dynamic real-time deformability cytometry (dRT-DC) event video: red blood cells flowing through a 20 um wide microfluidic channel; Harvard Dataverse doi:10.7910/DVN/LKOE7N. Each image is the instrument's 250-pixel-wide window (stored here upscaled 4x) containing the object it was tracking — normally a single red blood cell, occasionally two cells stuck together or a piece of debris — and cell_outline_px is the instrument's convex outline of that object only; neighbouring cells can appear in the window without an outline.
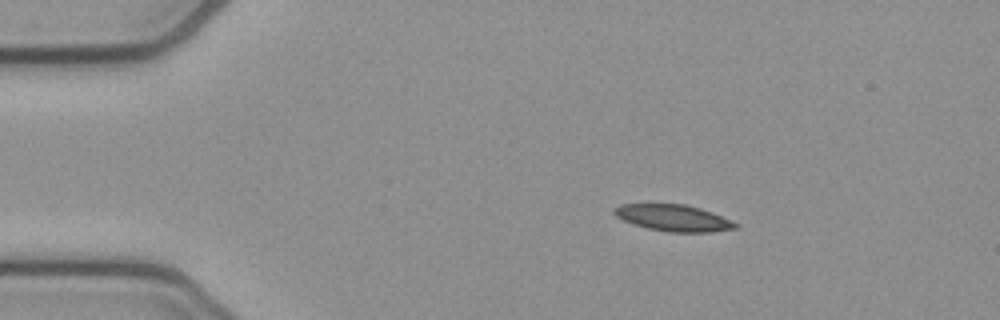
{"species": "common noctule bat (a hibernating species)", "species_latin": "Nyctalus noctula", "temperature_condition": "cold", "stored_images_in_passage": 45, "camera_frame_rate_fps": 3000, "um_per_image_px": 0.085, "animal": {"sex": "female", "body_mass_g": 21.9}, "frame": {"image": 1, "passage_image": 1, "time_ms": 0.0, "image_size_px": [1000, 320], "cell_outline_px": [[740, 228], [712, 232], [668, 232], [648, 228], [632, 224], [616, 216], [612, 212], [612, 208], [620, 204], [684, 204], [700, 208], [712, 212], [732, 220], [740, 224]], "centroid_in_image_um": [57.27, 18.53], "position_along_channel_um": 27.7, "area_um2": 18.96}}
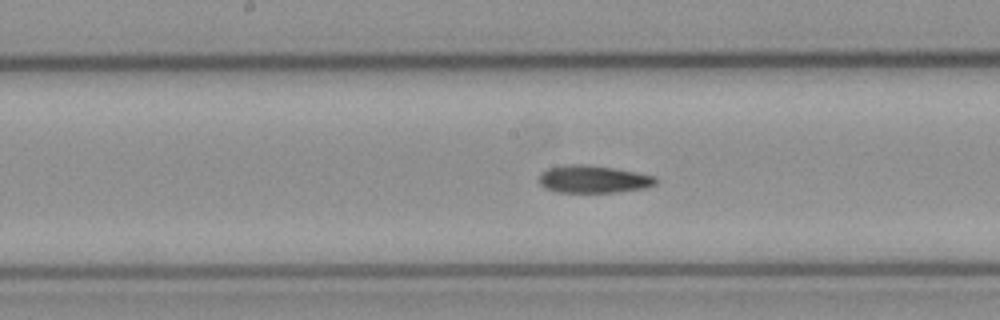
{"frame": {"image": 2, "passage_image": 19, "time_ms": 6.0, "image_size_px": [1000, 320], "cell_outline_px": [[660, 180], [656, 184], [648, 188], [616, 192], [556, 192], [544, 188], [540, 184], [540, 172], [548, 168], [568, 164], [584, 164], [612, 168], [636, 172], [656, 176]], "centroid_in_image_um": [50.47, 15.23], "position_along_channel_um": 197.7, "area_um2": 18.9}}
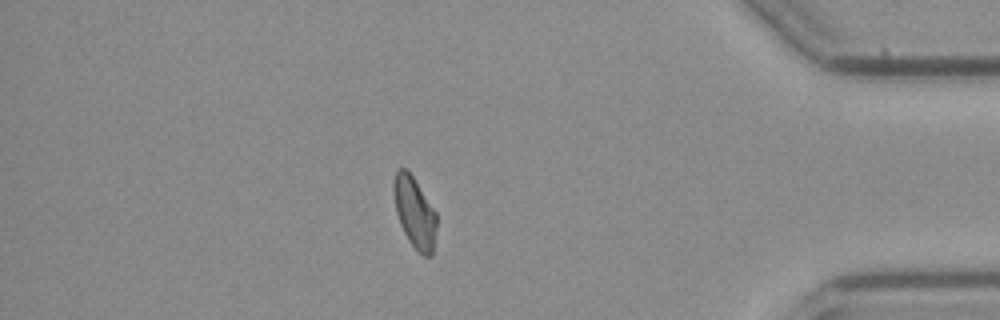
{"frame": {"image": 3, "passage_image": 38, "time_ms": 12.333, "image_size_px": [1000, 320], "cell_outline_px": [[436, 228], [432, 256], [424, 256], [408, 240], [400, 224], [396, 212], [392, 188], [392, 184], [396, 172], [400, 168], [404, 168], [412, 176], [436, 212]], "centroid_in_image_um": [35.23, 18.06], "position_along_channel_um": 400.0, "area_um2": 17.46}, "authors_computed_cell_mechanics": {"area_um2": 18.8428, "velocity_mm_per_s": 3.8242, "shape_relaxation_time_tau1_ms": 9.5607, "shape_relaxation_time_tau2_ms": null, "deformation_change_tau1": 0.2028, "deformation_change_tau2": null}}